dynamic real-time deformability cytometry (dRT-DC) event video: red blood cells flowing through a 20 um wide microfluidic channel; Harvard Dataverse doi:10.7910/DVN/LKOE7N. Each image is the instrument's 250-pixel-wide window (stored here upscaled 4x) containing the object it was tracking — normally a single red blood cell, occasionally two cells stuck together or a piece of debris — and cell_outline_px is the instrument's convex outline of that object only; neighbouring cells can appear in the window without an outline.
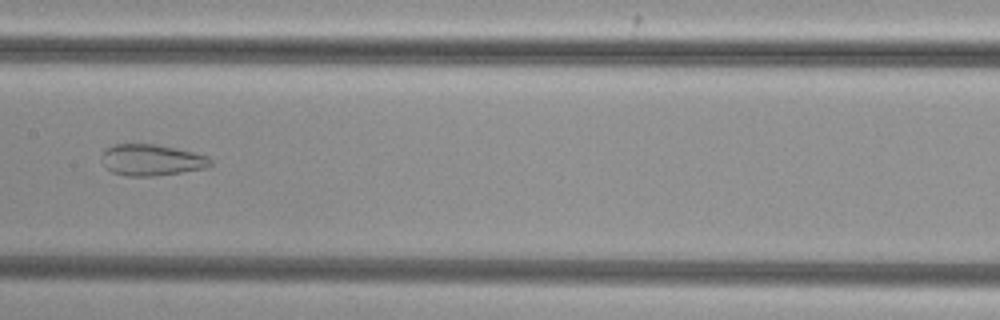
{"species": "common noctule bat (a hibernating species)", "species_latin": "Nyctalus noctula", "temperature_condition": "cold", "stored_images_in_passage": 52, "camera_frame_rate_fps": 3000, "um_per_image_px": 0.085, "animal": {"sex": "female", "body_mass_g": 29.2, "forearm_length_mm": 56.3}, "frame": {"image": 1, "passage_image": 27, "time_ms": 8.667, "image_size_px": [1000, 320], "cell_outline_px": [[212, 164], [204, 168], [180, 172], [152, 176], [128, 176], [112, 172], [104, 164], [100, 156], [112, 144], [156, 144], [176, 148], [208, 156], [212, 160]], "centroid_in_image_um": [12.88, 13.59], "position_along_channel_um": 194.5, "area_um2": 19.65}}
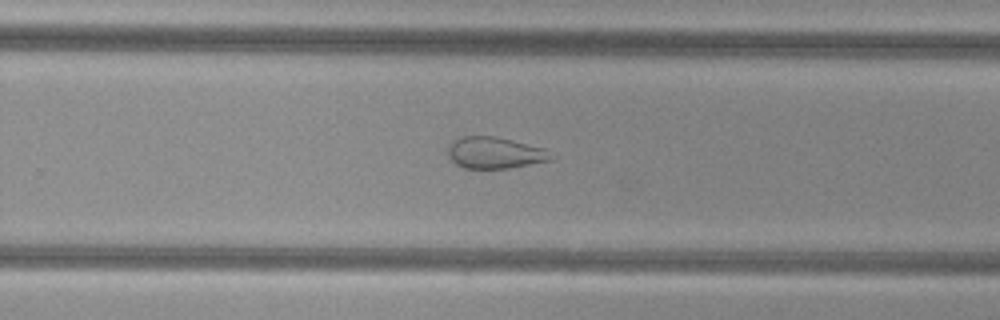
{"frame": {"image": 2, "passage_image": 34, "time_ms": 11.0, "image_size_px": [1000, 320], "cell_outline_px": [[556, 156], [552, 160], [508, 168], [464, 168], [456, 164], [448, 156], [448, 144], [452, 140], [460, 136], [496, 136], [544, 148]], "centroid_in_image_um": [42.05, 12.98], "position_along_channel_um": 287.7, "area_um2": 19.07}}
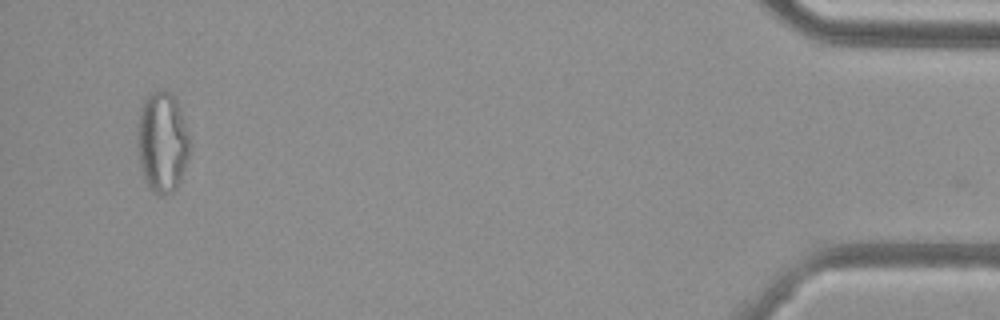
{"frame": {"image": 3, "passage_image": 50, "time_ms": 16.333, "image_size_px": [1000, 320], "cell_outline_px": [[192, 152], [180, 180], [176, 188], [172, 192], [164, 196], [160, 196], [144, 180], [140, 168], [136, 140], [136, 136], [140, 108], [144, 100], [152, 92], [160, 88], [164, 88], [172, 92], [180, 108], [192, 144]], "centroid_in_image_um": [13.81, 12.05], "position_along_channel_um": 421.4, "area_um2": 31.56}}